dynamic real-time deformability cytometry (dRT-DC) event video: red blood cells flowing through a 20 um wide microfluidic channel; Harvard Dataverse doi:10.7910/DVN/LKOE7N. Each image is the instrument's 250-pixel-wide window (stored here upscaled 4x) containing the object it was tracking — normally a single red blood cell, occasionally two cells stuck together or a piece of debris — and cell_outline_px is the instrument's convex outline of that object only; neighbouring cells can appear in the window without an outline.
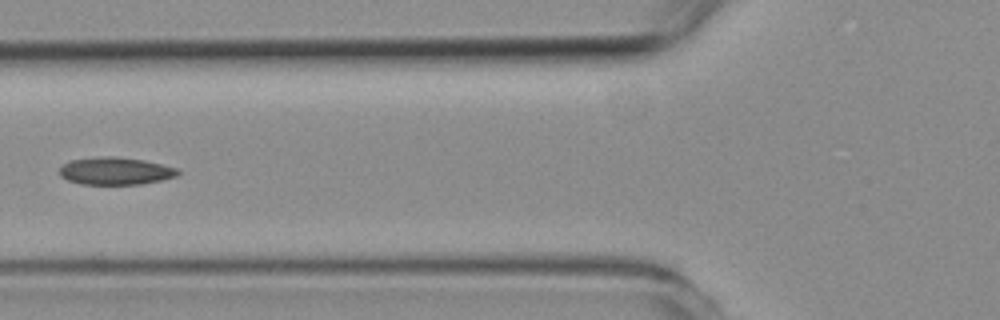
{"species": "common noctule bat (a hibernating species)", "species_latin": "Nyctalus noctula", "temperature_condition": "room temperature", "stored_images_in_passage": 2, "camera_frame_rate_fps": 3000, "um_per_image_px": 0.085, "animal": {"sex": "female", "body_mass_g": 19.3, "forearm_length_mm": 54.1}, "frame": {"image": 1, "passage_image": 2, "time_ms": 1.0, "image_size_px": [1000, 320], "cell_outline_px": [[180, 172], [176, 176], [160, 180], [140, 184], [80, 184], [68, 180], [60, 176], [60, 168], [64, 164], [72, 160], [104, 156], [116, 156], [144, 160], [176, 168]], "centroid_in_image_um": [9.8, 14.53], "position_along_channel_um": 116.0, "area_um2": 18.73}}